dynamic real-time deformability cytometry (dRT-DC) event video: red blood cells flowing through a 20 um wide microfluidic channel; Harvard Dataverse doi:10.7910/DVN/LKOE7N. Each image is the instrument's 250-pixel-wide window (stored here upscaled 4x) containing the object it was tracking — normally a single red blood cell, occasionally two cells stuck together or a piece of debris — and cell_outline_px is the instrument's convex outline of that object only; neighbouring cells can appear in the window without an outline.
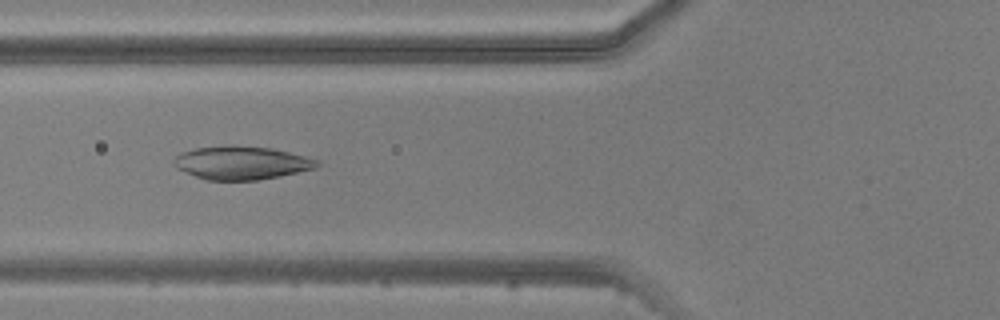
{"species": "common noctule bat (a hibernating species)", "species_latin": "Nyctalus noctula", "temperature_condition": "warm", "stored_images_in_passage": 3, "camera_frame_rate_fps": 3000, "um_per_image_px": 0.085, "animal": {"sex": "male", "body_mass_g": 20.5, "forearm_length_mm": 52.5}, "frame": {"image": 1, "passage_image": 3, "time_ms": 2.333, "image_size_px": [1000, 320], "cell_outline_px": [[320, 164], [316, 168], [280, 176], [256, 180], [204, 180], [176, 168], [172, 164], [172, 160], [180, 152], [196, 148], [228, 144], [272, 148], [304, 156], [316, 160]], "centroid_in_image_um": [20.46, 13.83], "position_along_channel_um": 105.3, "area_um2": 27.98}}